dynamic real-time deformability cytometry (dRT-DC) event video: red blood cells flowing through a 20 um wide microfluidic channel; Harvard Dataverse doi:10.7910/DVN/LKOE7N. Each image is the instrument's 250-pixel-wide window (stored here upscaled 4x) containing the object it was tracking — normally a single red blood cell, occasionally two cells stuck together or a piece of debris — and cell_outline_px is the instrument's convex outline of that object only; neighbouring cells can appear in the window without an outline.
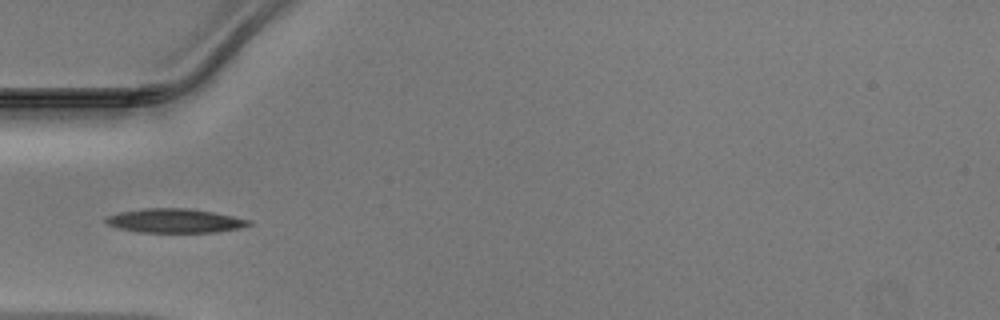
{"species": "Egyptian fruit bat (a non-hibernating species)", "species_latin": "Rousettus aegyptiacus", "temperature_condition": "warm", "stored_images_in_passage": 34, "camera_frame_rate_fps": 3000, "um_per_image_px": 0.085, "animal": {"sex": "male"}, "frame": {"image": 1, "passage_image": 1, "time_ms": 0.0, "image_size_px": [1000, 320], "cell_outline_px": [[252, 224], [240, 228], [216, 232], [136, 232], [116, 228], [108, 224], [104, 220], [104, 216], [120, 212], [140, 208], [188, 208], [212, 212], [252, 220]], "centroid_in_image_um": [14.82, 18.76], "position_along_channel_um": 70.2, "area_um2": 20.23}}
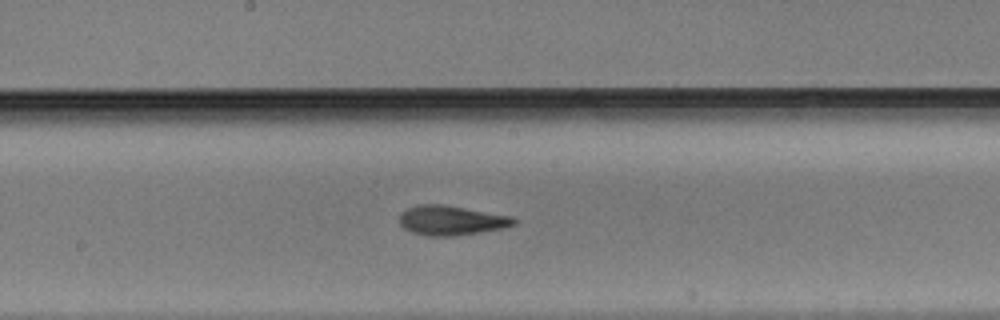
{"frame": {"image": 2, "passage_image": 11, "time_ms": 3.333, "image_size_px": [1000, 320], "cell_outline_px": [[520, 220], [516, 224], [504, 228], [456, 236], [428, 236], [412, 232], [404, 228], [400, 224], [400, 212], [408, 208], [420, 204], [440, 204], [512, 216]], "centroid_in_image_um": [38.39, 18.74], "position_along_channel_um": 209.8, "area_um2": 19.77}}
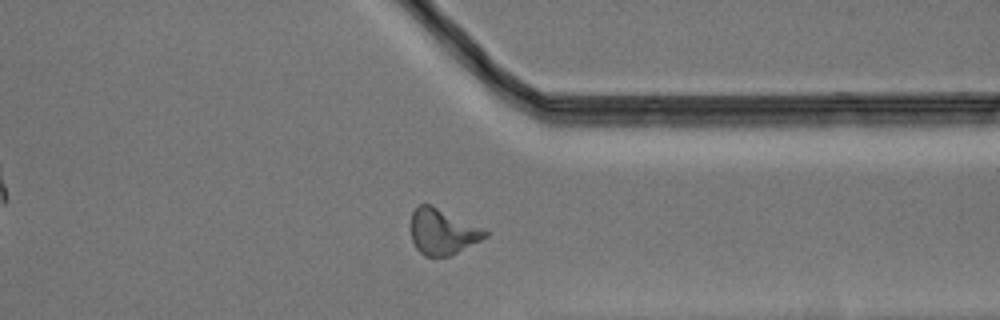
{"frame": {"image": 3, "passage_image": 23, "time_ms": 7.333, "image_size_px": [1000, 320], "cell_outline_px": [[488, 236], [448, 256], [424, 256], [416, 248], [412, 240], [408, 224], [412, 212], [420, 204], [428, 204], [484, 228], [488, 232]], "centroid_in_image_um": [37.55, 19.69], "position_along_channel_um": 373.8, "area_um2": 19.65}}